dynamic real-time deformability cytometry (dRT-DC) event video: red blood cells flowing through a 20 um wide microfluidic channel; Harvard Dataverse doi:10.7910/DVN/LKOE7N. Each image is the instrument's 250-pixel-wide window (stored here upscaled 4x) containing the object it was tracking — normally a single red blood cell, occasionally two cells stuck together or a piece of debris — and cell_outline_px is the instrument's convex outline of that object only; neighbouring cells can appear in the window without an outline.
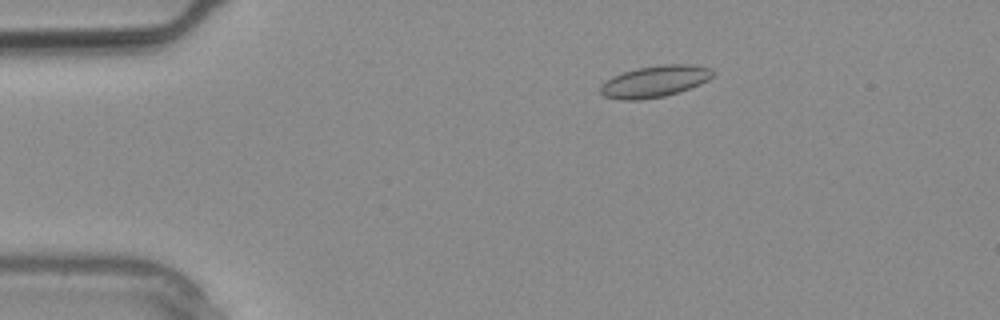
{"species": "common noctule bat (a hibernating species)", "species_latin": "Nyctalus noctula", "temperature_condition": "warm", "stored_images_in_passage": 3, "camera_frame_rate_fps": 3000, "um_per_image_px": 0.085, "animal": {"sex": "male", "body_mass_g": 20.4}, "frame": {"image": 1, "passage_image": 2, "time_ms": 0.333, "image_size_px": [1000, 320], "cell_outline_px": [[716, 72], [708, 80], [700, 84], [664, 96], [640, 100], [620, 100], [604, 96], [600, 92], [600, 84], [612, 76], [636, 68], [664, 64], [688, 64], [712, 68]], "centroid_in_image_um": [55.64, 6.91], "position_along_channel_um": 29.4, "area_um2": 20.69}}